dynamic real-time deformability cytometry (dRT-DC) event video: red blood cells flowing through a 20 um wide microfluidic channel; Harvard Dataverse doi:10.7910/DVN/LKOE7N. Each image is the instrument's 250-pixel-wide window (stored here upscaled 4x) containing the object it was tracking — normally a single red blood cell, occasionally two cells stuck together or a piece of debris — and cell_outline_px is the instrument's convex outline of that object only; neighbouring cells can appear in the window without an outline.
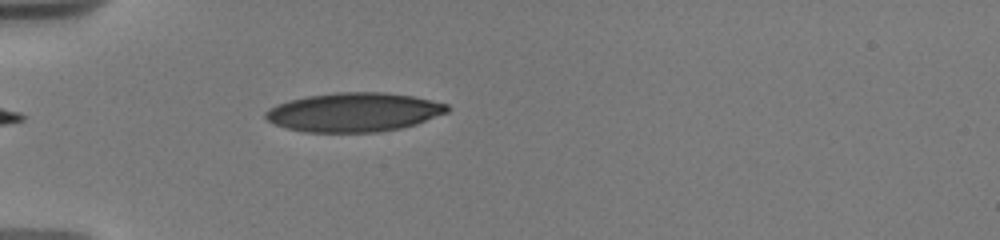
{"species": "human", "species_latin": "Homo sapiens", "temperature_condition": "warm", "stored_images_in_passage": 1, "camera_frame_rate_fps": 3000, "um_per_image_px": 0.085, "donor": {"sex": "male"}, "frame": {"image": 1, "passage_image": 1, "time_ms": 0.0, "image_size_px": [1000, 240], "cell_outline_px": [[448, 112], [416, 124], [400, 128], [380, 132], [304, 132], [284, 128], [268, 120], [264, 116], [264, 112], [268, 108], [276, 104], [288, 100], [308, 96], [336, 92], [384, 92], [412, 96], [448, 104]], "centroid_in_image_um": [30.05, 9.54], "position_along_channel_um": 55.0, "area_um2": 41.38}}